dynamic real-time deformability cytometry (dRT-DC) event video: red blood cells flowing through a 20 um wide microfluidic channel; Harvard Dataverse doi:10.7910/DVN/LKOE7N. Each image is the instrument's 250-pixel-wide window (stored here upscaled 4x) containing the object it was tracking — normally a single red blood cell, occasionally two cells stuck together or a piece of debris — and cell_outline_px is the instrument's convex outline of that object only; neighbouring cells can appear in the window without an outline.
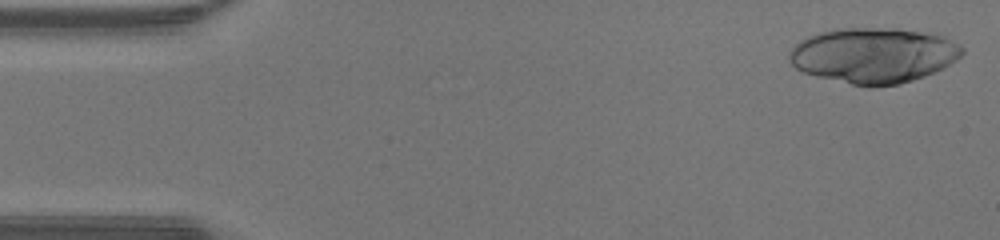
{"species": "human", "species_latin": "Homo sapiens", "temperature_condition": "warm", "stored_images_in_passage": 16, "camera_frame_rate_fps": 3000, "um_per_image_px": 0.085, "donor": {"sex": "male"}, "frame": {"image": 1, "passage_image": 1, "time_ms": 0.0, "image_size_px": [1000, 240], "cell_outline_px": [[964, 52], [956, 60], [944, 68], [924, 76], [900, 84], [872, 88], [852, 84], [816, 76], [804, 72], [796, 68], [788, 60], [788, 56], [792, 48], [800, 40], [808, 36], [820, 32], [840, 28], [896, 28], [944, 36], [960, 44], [964, 48]], "centroid_in_image_um": [74.26, 4.71], "position_along_channel_um": 10.7, "area_um2": 55.95}}
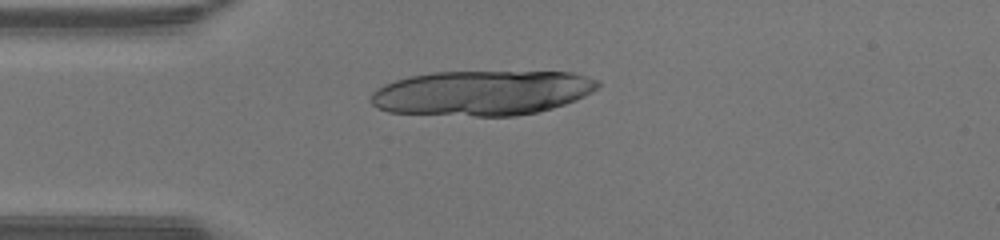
{"frame": {"image": 2, "passage_image": 11, "time_ms": 3.333, "image_size_px": [1000, 240], "cell_outline_px": [[600, 84], [592, 92], [576, 100], [552, 108], [536, 112], [516, 116], [472, 116], [388, 112], [376, 108], [368, 100], [372, 92], [376, 88], [384, 84], [408, 76], [432, 72], [572, 72], [596, 80]], "centroid_in_image_um": [40.91, 7.9], "position_along_channel_um": 44.1, "area_um2": 59.59}}